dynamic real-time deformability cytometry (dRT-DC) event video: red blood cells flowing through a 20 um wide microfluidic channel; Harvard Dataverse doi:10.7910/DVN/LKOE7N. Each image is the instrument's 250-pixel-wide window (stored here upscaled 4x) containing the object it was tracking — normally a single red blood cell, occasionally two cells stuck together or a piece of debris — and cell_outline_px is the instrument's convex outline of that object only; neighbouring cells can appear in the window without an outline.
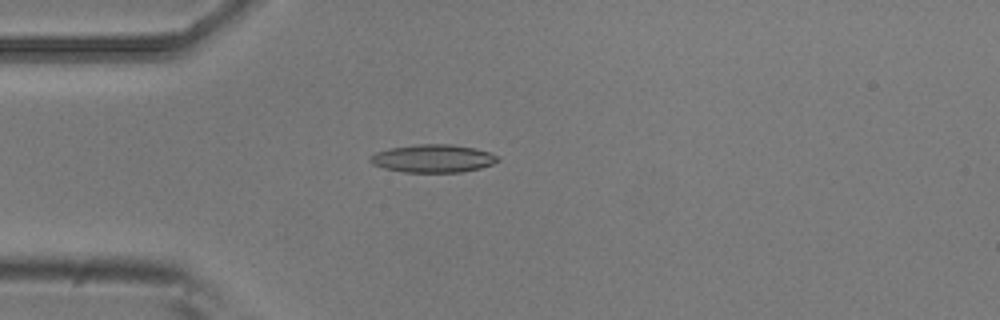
{"species": "common noctule bat (a hibernating species)", "species_latin": "Nyctalus noctula", "temperature_condition": "room temperature", "stored_images_in_passage": 4, "camera_frame_rate_fps": 3000, "um_per_image_px": 0.085, "animal": {"sex": "male", "body_mass_g": 20.5, "forearm_length_mm": 52.5}, "frame": {"image": 1, "passage_image": 4, "time_ms": 1.0, "image_size_px": [1000, 320], "cell_outline_px": [[500, 160], [492, 164], [480, 168], [460, 172], [404, 172], [384, 168], [372, 164], [368, 160], [376, 152], [388, 148], [416, 144], [452, 144], [476, 148], [500, 156]], "centroid_in_image_um": [36.82, 13.46], "position_along_channel_um": 48.2, "area_um2": 20.87}}